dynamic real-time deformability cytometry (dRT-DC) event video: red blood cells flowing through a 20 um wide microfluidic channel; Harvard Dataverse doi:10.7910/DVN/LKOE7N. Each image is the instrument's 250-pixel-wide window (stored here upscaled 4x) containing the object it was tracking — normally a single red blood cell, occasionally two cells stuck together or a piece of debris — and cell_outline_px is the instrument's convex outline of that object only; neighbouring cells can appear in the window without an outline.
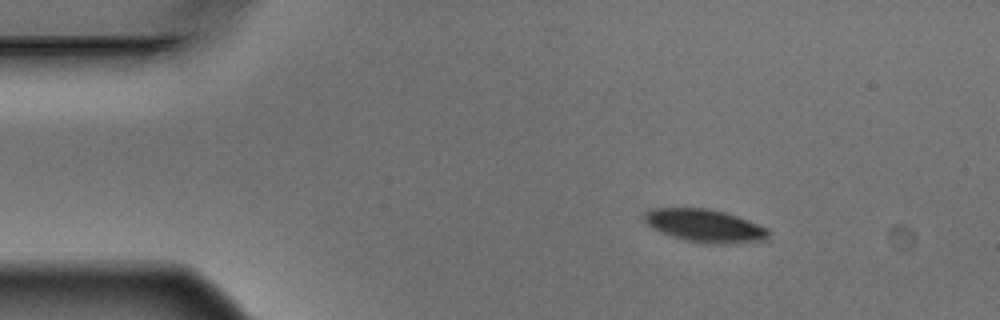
{"species": "Egyptian fruit bat (a non-hibernating species)", "species_latin": "Rousettus aegyptiacus", "temperature_condition": "warm", "stored_images_in_passage": 4, "camera_frame_rate_fps": 3000, "um_per_image_px": 0.085, "animal": {"sex": "male"}, "frame": {"image": 1, "passage_image": 1, "time_ms": 0.0, "image_size_px": [1000, 320], "cell_outline_px": [[768, 236], [764, 240], [728, 244], [704, 244], [684, 240], [660, 232], [652, 228], [644, 220], [644, 212], [652, 208], [708, 208], [724, 212], [748, 220], [768, 228]], "centroid_in_image_um": [59.89, 19.19], "position_along_channel_um": 25.1, "area_um2": 23.87}}
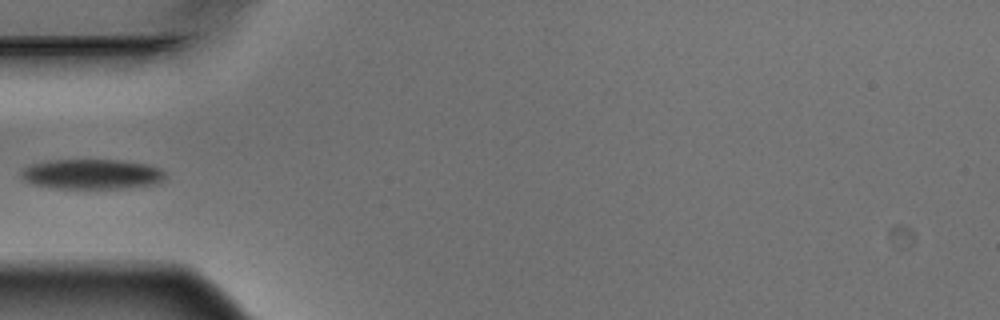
{"frame": {"image": 2, "passage_image": 4, "time_ms": 1.0, "image_size_px": [1000, 320], "cell_outline_px": [[168, 180], [160, 184], [124, 188], [52, 188], [32, 184], [24, 180], [20, 176], [20, 172], [24, 168], [32, 164], [52, 160], [120, 160], [148, 164], [160, 168], [168, 172]], "centroid_in_image_um": [7.91, 14.81], "position_along_channel_um": 77.1, "area_um2": 25.72}}